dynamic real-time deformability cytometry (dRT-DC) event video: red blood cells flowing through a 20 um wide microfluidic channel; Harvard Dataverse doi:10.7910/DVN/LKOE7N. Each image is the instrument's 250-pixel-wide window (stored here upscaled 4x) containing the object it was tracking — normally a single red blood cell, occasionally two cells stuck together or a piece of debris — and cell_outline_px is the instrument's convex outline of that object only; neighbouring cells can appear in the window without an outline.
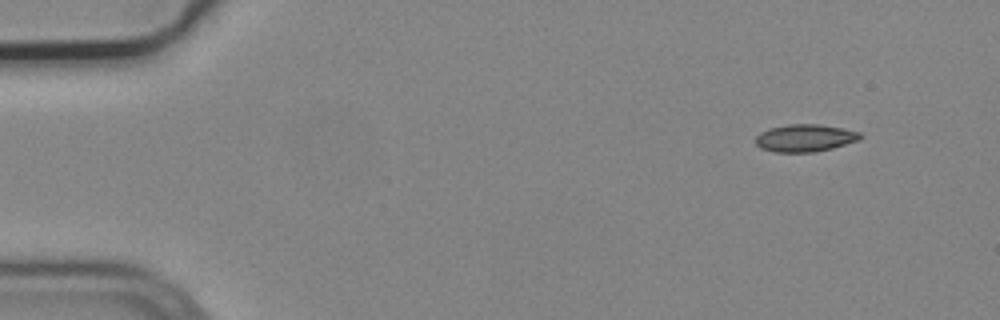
{"species": "common noctule bat (a hibernating species)", "species_latin": "Nyctalus noctula", "temperature_condition": "cold", "stored_images_in_passage": 5, "camera_frame_rate_fps": 3000, "um_per_image_px": 0.085, "animal": {"sex": "male", "body_mass_g": 19.2, "forearm_length_mm": 51.8}, "frame": {"image": 1, "passage_image": 1, "time_ms": 0.0, "image_size_px": [1000, 320], "cell_outline_px": [[864, 136], [860, 140], [832, 148], [812, 152], [772, 152], [760, 148], [756, 144], [756, 136], [760, 132], [768, 128], [788, 124], [820, 124], [860, 132]], "centroid_in_image_um": [68.41, 11.73], "position_along_channel_um": 16.6, "area_um2": 16.82}}